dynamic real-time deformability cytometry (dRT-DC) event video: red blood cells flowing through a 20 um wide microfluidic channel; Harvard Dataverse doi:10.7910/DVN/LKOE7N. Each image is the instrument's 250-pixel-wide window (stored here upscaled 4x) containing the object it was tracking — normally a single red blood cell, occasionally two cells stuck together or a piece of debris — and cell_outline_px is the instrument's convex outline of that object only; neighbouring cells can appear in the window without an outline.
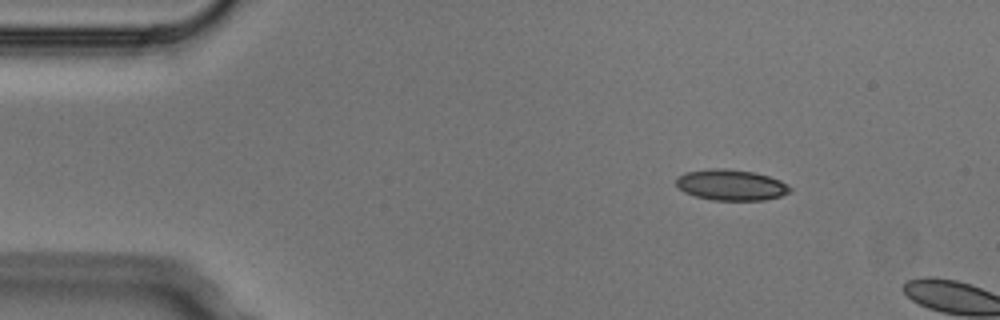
{"species": "Egyptian fruit bat (a non-hibernating species)", "species_latin": "Rousettus aegyptiacus", "temperature_condition": "cold", "stored_images_in_passage": 2, "camera_frame_rate_fps": 3000, "um_per_image_px": 0.085, "animal": {"sex": "male"}, "frame": {"image": 1, "passage_image": 1, "time_ms": 0.0, "image_size_px": [1000, 320], "cell_outline_px": [[792, 192], [780, 196], [764, 200], [712, 200], [696, 196], [684, 192], [676, 184], [676, 176], [684, 172], [708, 168], [724, 168], [756, 172], [780, 180], [788, 184], [792, 188]], "centroid_in_image_um": [62.15, 15.71], "position_along_channel_um": 22.9, "area_um2": 20.75}}